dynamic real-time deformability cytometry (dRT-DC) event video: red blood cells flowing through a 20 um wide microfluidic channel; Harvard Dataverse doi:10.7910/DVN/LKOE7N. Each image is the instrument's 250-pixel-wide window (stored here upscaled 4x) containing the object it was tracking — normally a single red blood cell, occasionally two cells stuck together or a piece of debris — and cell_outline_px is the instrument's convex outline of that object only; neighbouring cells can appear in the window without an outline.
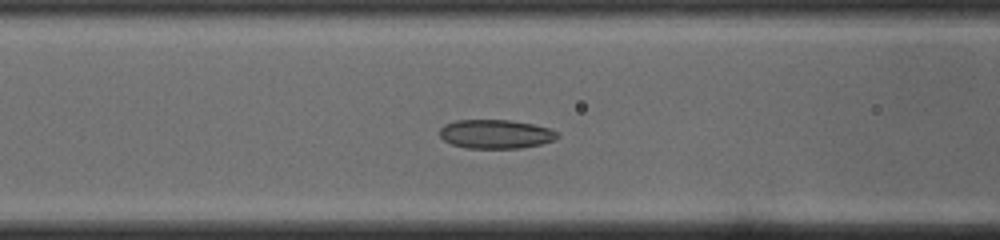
{"species": "common noctule bat (a hibernating species)", "species_latin": "Nyctalus noctula", "temperature_condition": "cold", "stored_images_in_passage": 51, "camera_frame_rate_fps": 3000, "um_per_image_px": 0.085, "animal": {"sex": "male", "body_mass_g": 19.0, "forearm_length_mm": 50.8}, "frame": {"image": 1, "passage_image": 19, "time_ms": 6.0, "image_size_px": [1000, 240], "cell_outline_px": [[560, 136], [552, 140], [540, 144], [520, 148], [464, 148], [452, 144], [444, 140], [440, 136], [440, 128], [444, 124], [456, 120], [508, 120], [532, 124], [548, 128], [560, 132]], "centroid_in_image_um": [42.12, 11.39], "position_along_channel_um": 124.5, "area_um2": 19.83}}
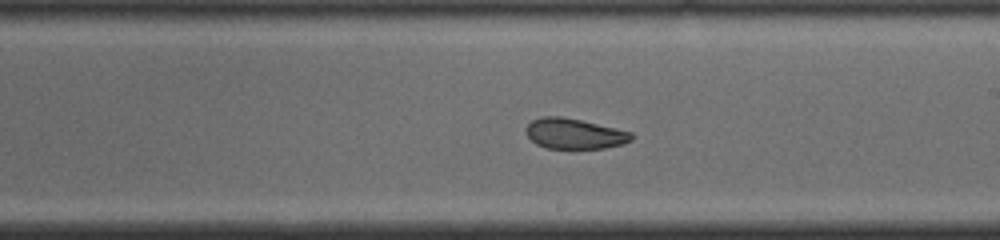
{"frame": {"image": 2, "passage_image": 28, "time_ms": 9.0, "image_size_px": [1000, 240], "cell_outline_px": [[636, 136], [632, 140], [624, 144], [604, 148], [544, 148], [536, 144], [528, 136], [528, 124], [532, 120], [540, 116], [560, 116], [580, 120], [632, 132]], "centroid_in_image_um": [48.86, 11.37], "position_along_channel_um": 240.1, "area_um2": 18.61}}
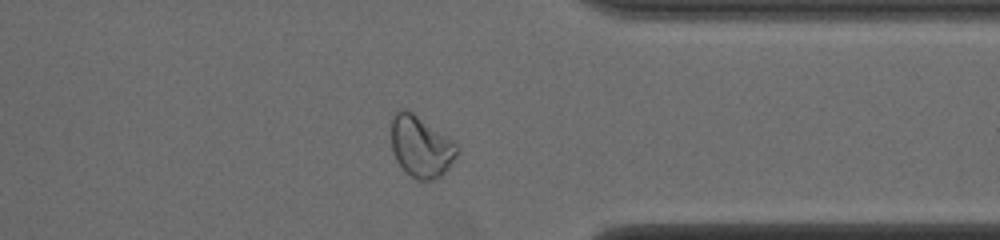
{"frame": {"image": 3, "passage_image": 39, "time_ms": 12.667, "image_size_px": [1000, 240], "cell_outline_px": [[460, 152], [448, 168], [440, 176], [428, 180], [420, 180], [412, 176], [396, 160], [392, 152], [392, 116], [396, 108], [404, 108], [412, 112], [456, 140], [460, 148]], "centroid_in_image_um": [35.82, 12.4], "position_along_channel_um": 375.6, "area_um2": 23.81}, "authors_computed_cell_mechanics": {"area_um2": 20.9236, "velocity_mm_per_s": 3.8718, "shape_relaxation_time_tau1_ms": null, "shape_relaxation_time_tau2_ms": 2.1502, "deformation_change_tau1": null, "deformation_change_tau2": 0.0822}}